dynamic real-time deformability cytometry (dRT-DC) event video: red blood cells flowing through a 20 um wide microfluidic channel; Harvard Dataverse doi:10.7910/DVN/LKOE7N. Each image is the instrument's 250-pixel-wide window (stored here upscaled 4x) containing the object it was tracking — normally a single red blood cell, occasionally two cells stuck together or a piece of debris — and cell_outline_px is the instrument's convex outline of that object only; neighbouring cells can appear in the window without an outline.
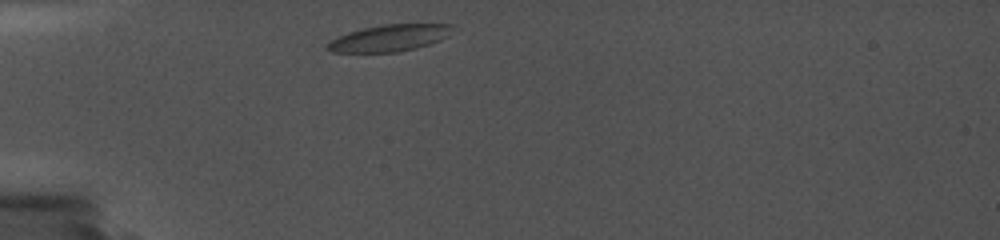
{"species": "common noctule bat (a hibernating species)", "species_latin": "Nyctalus noctula", "temperature_condition": "cold", "stored_images_in_passage": 18, "camera_frame_rate_fps": 5000, "um_per_image_px": 0.085, "animal": {"sex": "female", "body_mass_g": 19.0, "forearm_length_mm": 56.7}, "frame": {"image": 1, "passage_image": 1, "time_ms": 0.0, "image_size_px": [1000, 240], "cell_outline_px": [[456, 24], [448, 36], [440, 40], [428, 44], [396, 52], [332, 52], [324, 48], [324, 44], [328, 40], [348, 32], [360, 28], [380, 24]], "centroid_in_image_um": [33.03, 3.22], "position_along_channel_um": 52.0, "area_um2": 19.65}}
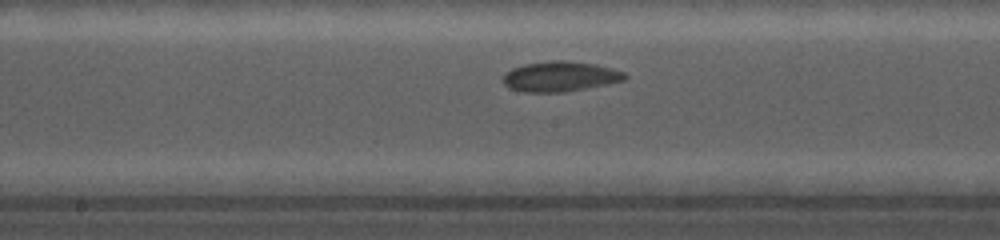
{"frame": {"image": 2, "passage_image": 9, "time_ms": 4.8, "image_size_px": [1000, 240], "cell_outline_px": [[628, 76], [624, 80], [608, 84], [564, 92], [524, 92], [508, 88], [504, 84], [504, 72], [512, 68], [524, 64], [552, 60], [564, 60], [596, 64], [612, 68], [624, 72]], "centroid_in_image_um": [47.6, 6.5], "position_along_channel_um": 200.6, "area_um2": 21.5}}
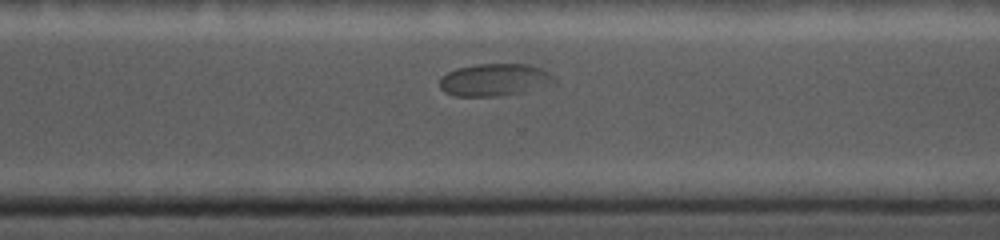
{"frame": {"image": 3, "passage_image": 15, "time_ms": 8.4, "image_size_px": [1000, 240], "cell_outline_px": [[560, 80], [556, 84], [524, 92], [500, 96], [456, 96], [444, 92], [440, 88], [440, 80], [448, 72], [456, 68], [476, 64], [528, 64], [544, 68], [556, 76]], "centroid_in_image_um": [42.15, 6.78], "position_along_channel_um": 328.4, "area_um2": 22.14}}